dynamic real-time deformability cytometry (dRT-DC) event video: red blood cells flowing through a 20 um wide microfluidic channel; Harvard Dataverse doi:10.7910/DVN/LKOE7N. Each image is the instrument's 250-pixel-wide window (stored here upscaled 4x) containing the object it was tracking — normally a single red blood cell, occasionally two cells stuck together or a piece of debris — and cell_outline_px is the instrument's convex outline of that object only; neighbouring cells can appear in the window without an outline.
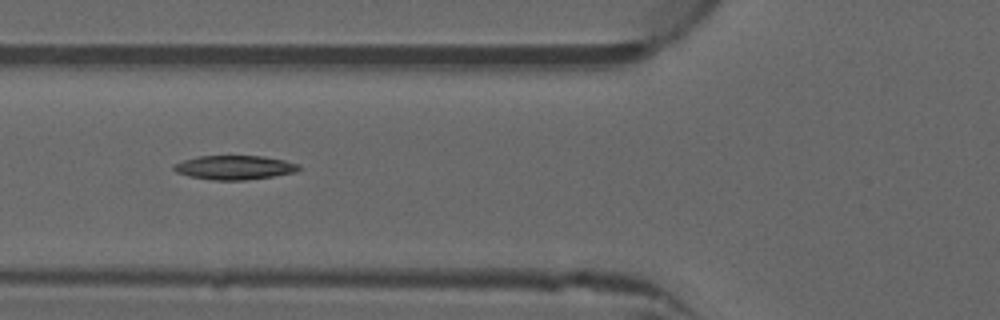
{"species": "common noctule bat (a hibernating species)", "species_latin": "Nyctalus noctula", "temperature_condition": "warm", "stored_images_in_passage": 46, "camera_frame_rate_fps": 3000, "um_per_image_px": 0.085, "animal": {"sex": "male", "forearm_length_mm": 52.5}, "frame": {"image": 1, "passage_image": 14, "time_ms": 4.333, "image_size_px": [1000, 320], "cell_outline_px": [[300, 168], [296, 172], [248, 180], [212, 180], [188, 176], [176, 172], [172, 168], [172, 164], [196, 156], [264, 156], [284, 160], [300, 164]], "centroid_in_image_um": [19.91, 14.23], "position_along_channel_um": 105.9, "area_um2": 17.69}}